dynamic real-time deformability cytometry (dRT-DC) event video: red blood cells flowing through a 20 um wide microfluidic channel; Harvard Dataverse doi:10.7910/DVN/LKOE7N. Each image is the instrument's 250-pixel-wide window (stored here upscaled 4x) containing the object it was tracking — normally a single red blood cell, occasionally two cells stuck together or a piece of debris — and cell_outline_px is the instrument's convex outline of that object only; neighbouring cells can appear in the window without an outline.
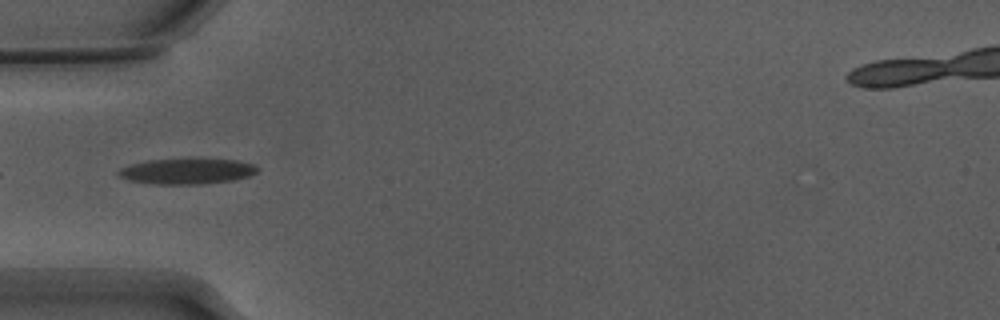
{"species": "Egyptian fruit bat (a non-hibernating species)", "species_latin": "Rousettus aegyptiacus", "temperature_condition": "warm", "stored_images_in_passage": 38, "camera_frame_rate_fps": 3000, "um_per_image_px": 0.085, "animal": {"sex": "male"}, "frame": {"image": 1, "passage_image": 2, "time_ms": 0.333, "image_size_px": [1000, 320], "cell_outline_px": [[260, 168], [256, 172], [248, 176], [236, 180], [200, 184], [152, 184], [128, 180], [120, 176], [116, 172], [120, 168], [132, 164], [148, 160], [236, 160], [252, 164]], "centroid_in_image_um": [15.88, 14.58], "position_along_channel_um": 69.1, "area_um2": 20.35}}
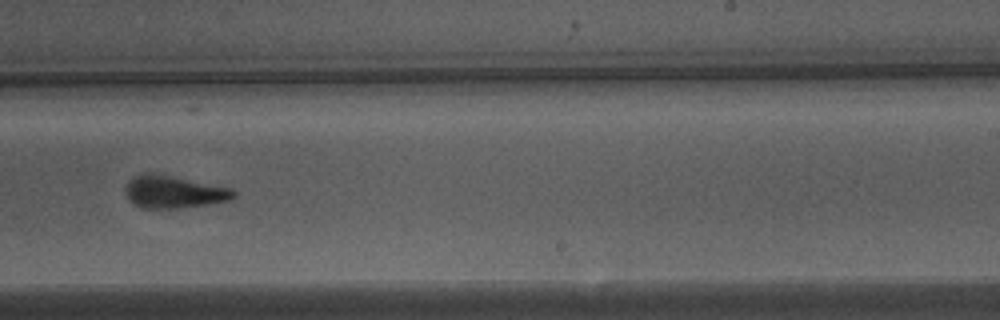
{"frame": {"image": 2, "passage_image": 18, "time_ms": 5.667, "image_size_px": [1000, 320], "cell_outline_px": [[236, 196], [232, 200], [208, 204], [180, 208], [144, 208], [128, 200], [124, 192], [124, 188], [132, 176], [144, 172], [148, 172], [228, 188], [236, 192]], "centroid_in_image_um": [14.71, 16.32], "position_along_channel_um": 274.3, "area_um2": 20.17}}
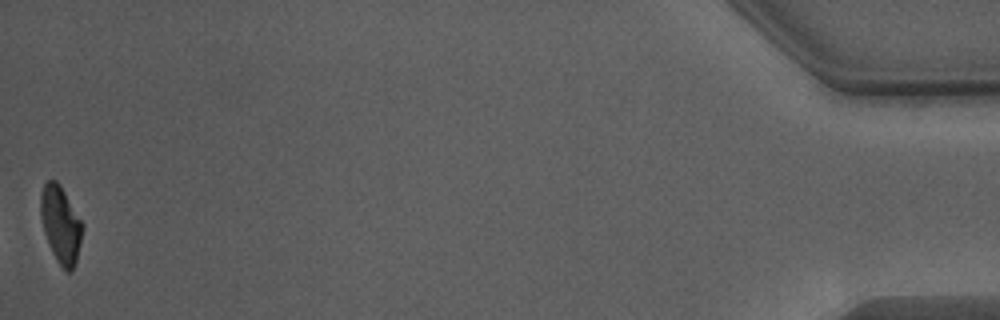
{"frame": {"image": 3, "passage_image": 38, "time_ms": 12.333, "image_size_px": [1000, 320], "cell_outline_px": [[84, 224], [76, 260], [72, 272], [68, 272], [56, 260], [48, 244], [44, 232], [40, 216], [40, 196], [44, 184], [48, 180], [56, 180], [60, 184]], "centroid_in_image_um": [5.15, 19.06], "position_along_channel_um": 430.0, "area_um2": 18.73}, "authors_computed_cell_mechanics": {"area_um2": 20.1433, "velocity_mm_per_s": 3.8469, "shape_relaxation_time_tau1_ms": 3.1389, "shape_relaxation_time_tau2_ms": 2.5381, "deformation_change_tau1": 0.172, "deformation_change_tau2": 0.0993}}